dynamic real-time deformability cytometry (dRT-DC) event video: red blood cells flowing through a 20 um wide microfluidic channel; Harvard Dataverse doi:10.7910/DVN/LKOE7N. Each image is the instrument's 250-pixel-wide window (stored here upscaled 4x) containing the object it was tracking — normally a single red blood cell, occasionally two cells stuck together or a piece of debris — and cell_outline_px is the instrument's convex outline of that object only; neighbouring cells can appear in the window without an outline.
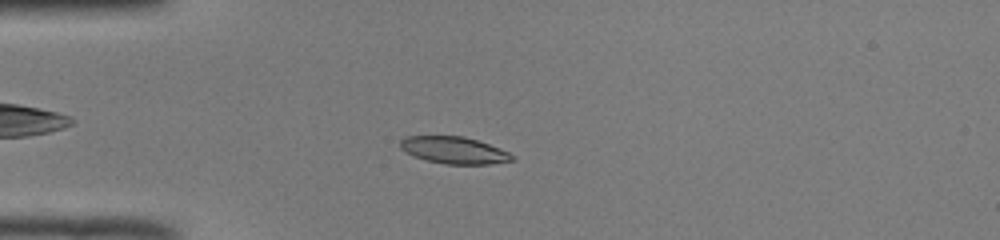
{"species": "common noctule bat (a hibernating species)", "species_latin": "Nyctalus noctula", "temperature_condition": "room temperature", "stored_images_in_passage": 50, "camera_frame_rate_fps": 3000, "um_per_image_px": 0.085, "animal": {"sex": "male", "body_mass_g": 19.0, "forearm_length_mm": 50.8}, "frame": {"image": 1, "passage_image": 13, "time_ms": 4.0, "image_size_px": [1000, 240], "cell_outline_px": [[516, 160], [488, 164], [444, 164], [412, 156], [404, 152], [400, 148], [400, 140], [404, 136], [464, 136], [500, 148], [516, 156]], "centroid_in_image_um": [38.58, 12.77], "position_along_channel_um": 46.4, "area_um2": 17.69}}
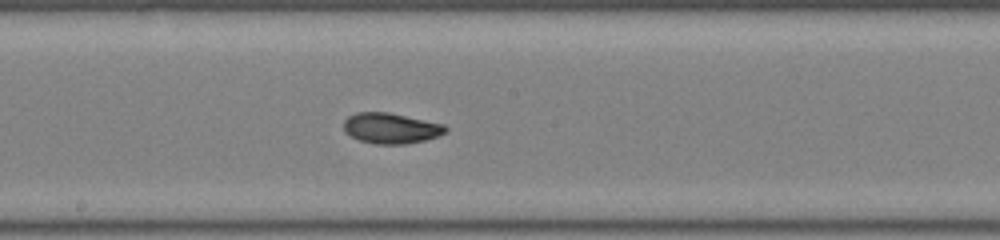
{"frame": {"image": 2, "passage_image": 27, "time_ms": 8.667, "image_size_px": [1000, 240], "cell_outline_px": [[448, 128], [444, 132], [436, 136], [424, 140], [404, 144], [376, 144], [360, 140], [344, 132], [344, 120], [348, 116], [356, 112], [388, 112], [444, 124]], "centroid_in_image_um": [33.19, 10.89], "position_along_channel_um": 215.0, "area_um2": 17.98}}
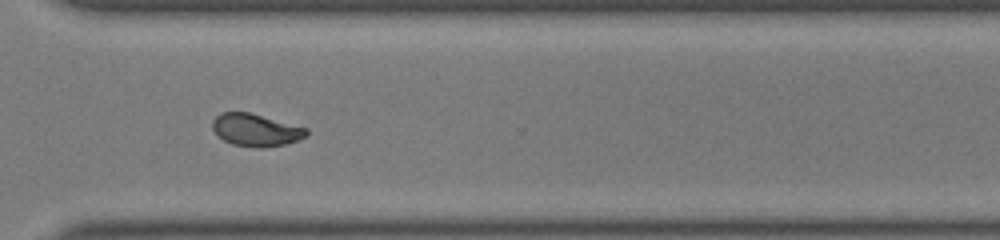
{"frame": {"image": 3, "passage_image": 37, "time_ms": 12.0, "image_size_px": [1000, 240], "cell_outline_px": [[308, 132], [304, 136], [296, 140], [284, 144], [264, 148], [256, 148], [232, 144], [224, 140], [212, 128], [212, 120], [220, 112], [248, 112], [308, 128]], "centroid_in_image_um": [21.72, 11.05], "position_along_channel_um": 348.9, "area_um2": 17.57}, "authors_computed_cell_mechanics": {"area_um2": 17.6868, "velocity_mm_per_s": 3.999, "shape_relaxation_time_tau1_ms": 3.7081, "shape_relaxation_time_tau2_ms": 1.3864, "deformation_change_tau1": 0.1579, "deformation_change_tau2": 0.0525}}